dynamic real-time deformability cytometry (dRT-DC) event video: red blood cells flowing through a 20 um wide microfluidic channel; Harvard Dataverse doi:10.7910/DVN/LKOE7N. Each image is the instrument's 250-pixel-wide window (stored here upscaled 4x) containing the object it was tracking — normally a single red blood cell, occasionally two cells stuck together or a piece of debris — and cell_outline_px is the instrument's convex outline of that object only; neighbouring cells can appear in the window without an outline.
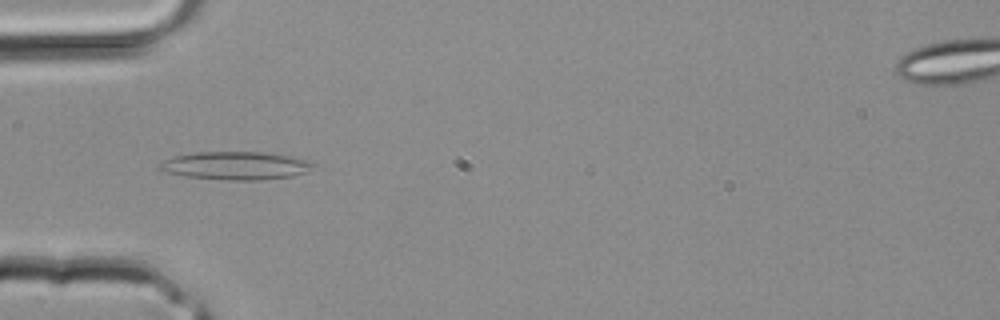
{"species": "common noctule bat (a hibernating species)", "species_latin": "Nyctalus noctula", "temperature_condition": "room temperature", "stored_images_in_passage": 2, "camera_frame_rate_fps": 3000, "um_per_image_px": 0.085, "animal": {"sex": "male", "body_mass_g": 20.4}, "frame": {"image": 1, "passage_image": 2, "time_ms": 0.333, "image_size_px": [1000, 320], "cell_outline_px": [[316, 164], [308, 172], [292, 176], [260, 180], [220, 180], [184, 176], [168, 172], [156, 168], [164, 160], [172, 156], [200, 152], [260, 152], [292, 156]], "centroid_in_image_um": [20.02, 14.09], "position_along_channel_um": 65.0, "area_um2": 25.14}}